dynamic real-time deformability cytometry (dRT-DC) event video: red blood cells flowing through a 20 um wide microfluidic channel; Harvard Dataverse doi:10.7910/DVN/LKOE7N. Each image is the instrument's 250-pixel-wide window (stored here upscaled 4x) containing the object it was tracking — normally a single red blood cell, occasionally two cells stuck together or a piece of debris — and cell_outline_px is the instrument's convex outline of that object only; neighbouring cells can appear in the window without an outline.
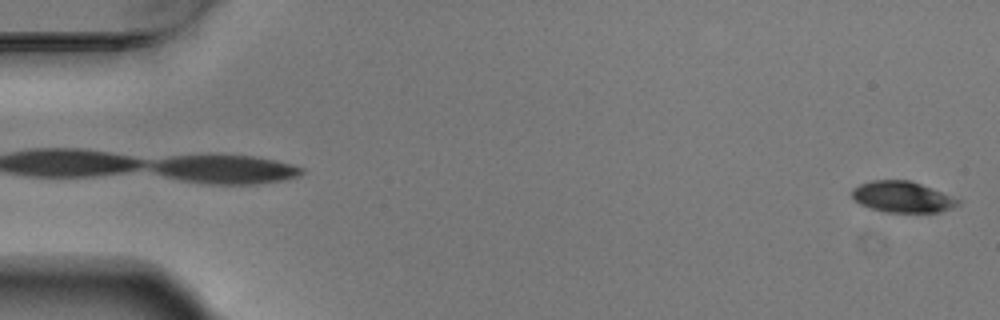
{"species": "Egyptian fruit bat (a non-hibernating species)", "species_latin": "Rousettus aegyptiacus", "temperature_condition": "warm", "stored_images_in_passage": 5, "camera_frame_rate_fps": 3000, "um_per_image_px": 0.085, "animal": {"sex": "male"}, "frame": {"image": 1, "passage_image": 5, "time_ms": 1.333, "image_size_px": [1000, 320], "cell_outline_px": [[960, 204], [952, 208], [940, 212], [884, 212], [860, 204], [852, 196], [852, 188], [860, 184], [872, 180], [908, 180], [932, 188], [960, 200]], "centroid_in_image_um": [76.7, 16.74], "position_along_channel_um": 8.3, "area_um2": 19.02}}